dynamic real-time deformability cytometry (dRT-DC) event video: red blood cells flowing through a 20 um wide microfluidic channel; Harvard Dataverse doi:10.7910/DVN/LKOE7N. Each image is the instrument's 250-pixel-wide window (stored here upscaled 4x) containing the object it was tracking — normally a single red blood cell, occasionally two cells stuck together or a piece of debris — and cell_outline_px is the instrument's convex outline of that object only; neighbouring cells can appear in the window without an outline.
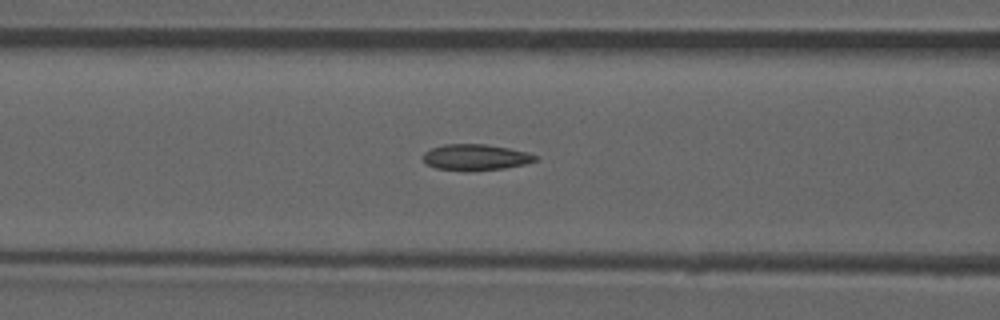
{"species": "common noctule bat (a hibernating species)", "species_latin": "Nyctalus noctula", "temperature_condition": "room temperature", "stored_images_in_passage": 37, "camera_frame_rate_fps": 3000, "um_per_image_px": 0.085, "animal": {"sex": "male", "forearm_length_mm": 52.5}, "frame": {"image": 1, "passage_image": 14, "time_ms": 4.333, "image_size_px": [1000, 320], "cell_outline_px": [[536, 160], [524, 164], [504, 168], [468, 172], [464, 172], [436, 168], [424, 164], [424, 152], [432, 148], [444, 144], [484, 144], [508, 148], [528, 152], [536, 156]], "centroid_in_image_um": [40.38, 13.38], "position_along_channel_um": 126.2, "area_um2": 17.17}, "authors_computed_cell_mechanics": {"area_um2": 16.8776, "velocity_mm_per_s": 3.9202, "shape_relaxation_time_tau1_ms": null, "shape_relaxation_time_tau2_ms": 1.9899, "deformation_change_tau1": null, "deformation_change_tau2": 0.0918}}